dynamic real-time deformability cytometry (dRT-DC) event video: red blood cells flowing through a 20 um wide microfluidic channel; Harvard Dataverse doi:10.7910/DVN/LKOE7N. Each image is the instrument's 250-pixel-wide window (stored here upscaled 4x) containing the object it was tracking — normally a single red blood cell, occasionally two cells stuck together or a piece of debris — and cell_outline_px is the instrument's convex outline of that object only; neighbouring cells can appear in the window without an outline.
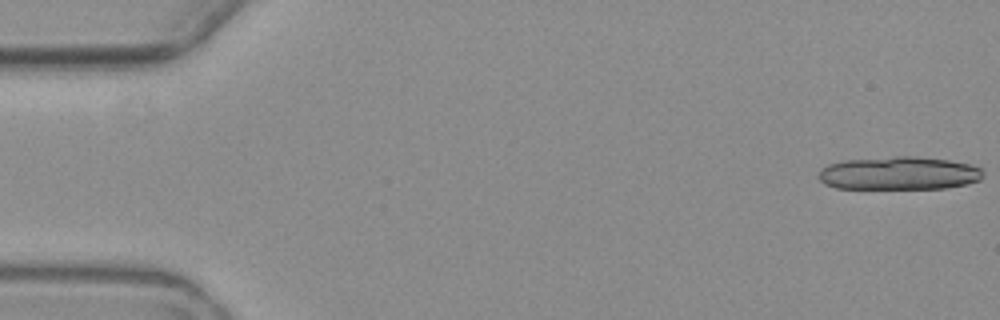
{"species": "common noctule bat (a hibernating species)", "species_latin": "Nyctalus noctula", "temperature_condition": "warm", "stored_images_in_passage": 5, "camera_frame_rate_fps": 3000, "um_per_image_px": 0.085, "animal": {"sex": "female", "body_mass_g": 19.3, "forearm_length_mm": 54.1}, "frame": {"image": 1, "passage_image": 1, "time_ms": 0.0, "image_size_px": [1000, 320], "cell_outline_px": [[984, 172], [980, 180], [968, 184], [944, 188], [836, 188], [824, 184], [820, 180], [820, 172], [828, 164], [844, 160], [892, 156], [916, 156], [948, 160], [972, 164], [980, 168]], "centroid_in_image_um": [76.45, 14.72], "position_along_channel_um": 8.6, "area_um2": 31.79}}